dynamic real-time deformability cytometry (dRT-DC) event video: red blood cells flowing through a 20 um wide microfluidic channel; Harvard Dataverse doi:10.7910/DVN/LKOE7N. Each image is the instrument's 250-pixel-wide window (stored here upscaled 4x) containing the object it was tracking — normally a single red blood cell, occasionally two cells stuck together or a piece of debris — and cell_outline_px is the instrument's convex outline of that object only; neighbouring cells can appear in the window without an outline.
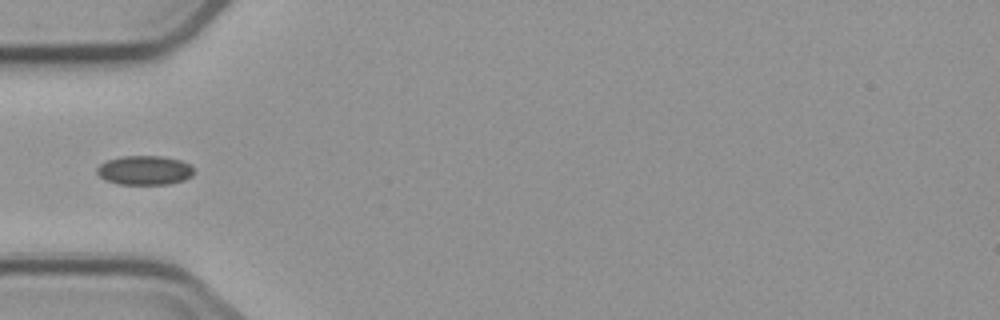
{"species": "common noctule bat (a hibernating species)", "species_latin": "Nyctalus noctula", "temperature_condition": "cold", "stored_images_in_passage": 10, "segment_of_instrument_passage": [2, 2], "camera_frame_rate_fps": 3000, "um_per_image_px": 0.085, "animal": {"sex": "male", "body_mass_g": 23.1, "forearm_length_mm": 52.7}, "frame": {"image": 1, "passage_image": 5, "time_ms": 5.667, "image_size_px": [1000, 320], "cell_outline_px": [[192, 176], [184, 180], [168, 184], [120, 184], [104, 180], [96, 172], [96, 168], [100, 164], [108, 160], [120, 156], [160, 156], [180, 160], [188, 164], [192, 168]], "centroid_in_image_um": [12.25, 14.47], "position_along_channel_um": 72.7, "area_um2": 16.42}}
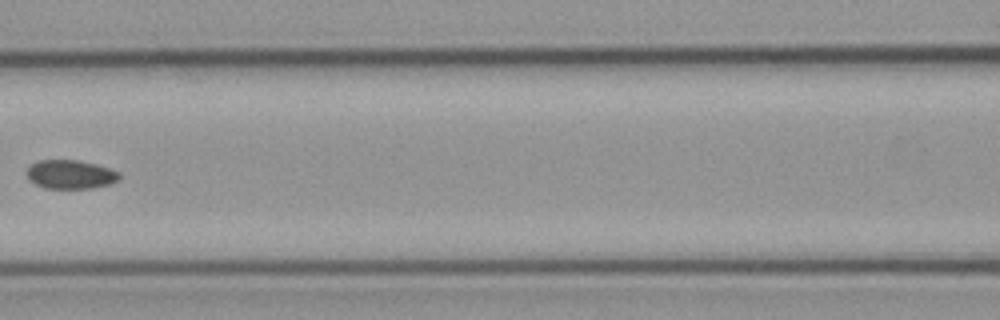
{"frame": {"image": 2, "passage_image": 7, "time_ms": 8.0, "image_size_px": [1000, 320], "cell_outline_px": [[120, 176], [112, 184], [92, 188], [44, 188], [28, 180], [28, 168], [32, 164], [40, 160], [76, 160], [96, 164], [120, 172]], "centroid_in_image_um": [6.0, 14.83], "position_along_channel_um": 160.6, "area_um2": 15.43}}
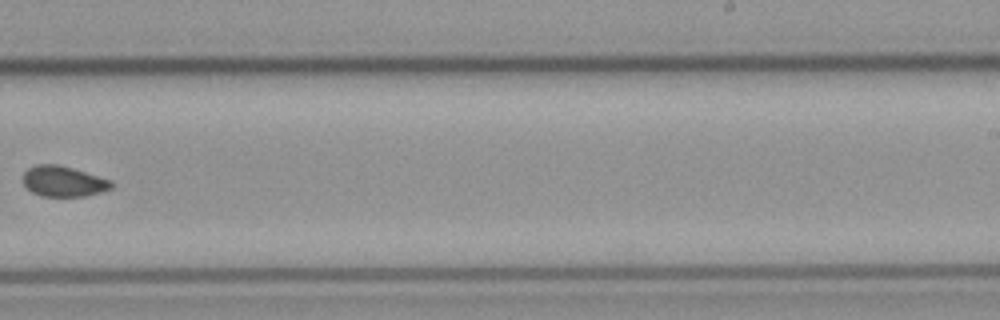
{"frame": {"image": 3, "passage_image": 10, "time_ms": 11.333, "image_size_px": [1000, 320], "cell_outline_px": [[112, 188], [100, 192], [84, 196], [40, 196], [32, 192], [24, 184], [24, 172], [28, 168], [36, 164], [56, 164], [72, 168], [112, 180]], "centroid_in_image_um": [5.38, 15.41], "position_along_channel_um": 283.6, "area_um2": 15.61}}